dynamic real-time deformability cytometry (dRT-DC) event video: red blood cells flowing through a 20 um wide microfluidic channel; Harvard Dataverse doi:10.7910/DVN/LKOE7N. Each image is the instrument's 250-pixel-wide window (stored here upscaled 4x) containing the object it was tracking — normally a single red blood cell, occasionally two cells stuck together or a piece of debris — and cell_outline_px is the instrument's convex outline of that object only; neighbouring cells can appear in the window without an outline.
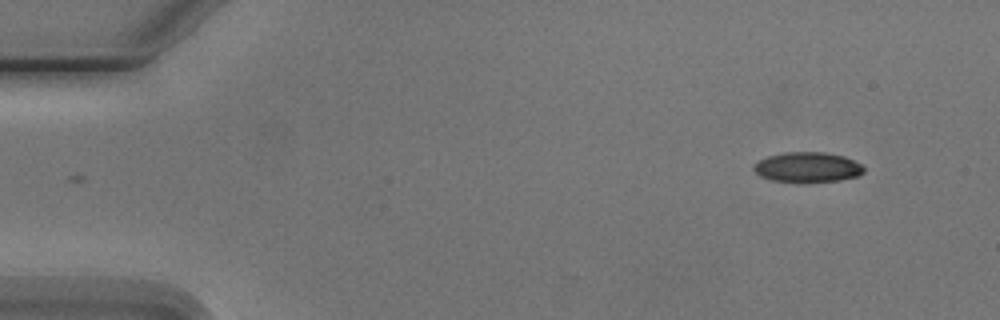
{"species": "Egyptian fruit bat (a non-hibernating species)", "species_latin": "Rousettus aegyptiacus", "temperature_condition": "cold", "stored_images_in_passage": 2, "camera_frame_rate_fps": 3000, "um_per_image_px": 0.085, "animal": {"sex": "male"}, "frame": {"image": 1, "passage_image": 2, "time_ms": 1.0, "image_size_px": [1000, 320], "cell_outline_px": [[864, 172], [860, 176], [840, 180], [804, 184], [772, 180], [760, 176], [752, 168], [760, 160], [768, 156], [784, 152], [824, 152], [844, 156], [860, 164], [864, 168]], "centroid_in_image_um": [68.66, 14.24], "position_along_channel_um": 16.3, "area_um2": 19.65}}